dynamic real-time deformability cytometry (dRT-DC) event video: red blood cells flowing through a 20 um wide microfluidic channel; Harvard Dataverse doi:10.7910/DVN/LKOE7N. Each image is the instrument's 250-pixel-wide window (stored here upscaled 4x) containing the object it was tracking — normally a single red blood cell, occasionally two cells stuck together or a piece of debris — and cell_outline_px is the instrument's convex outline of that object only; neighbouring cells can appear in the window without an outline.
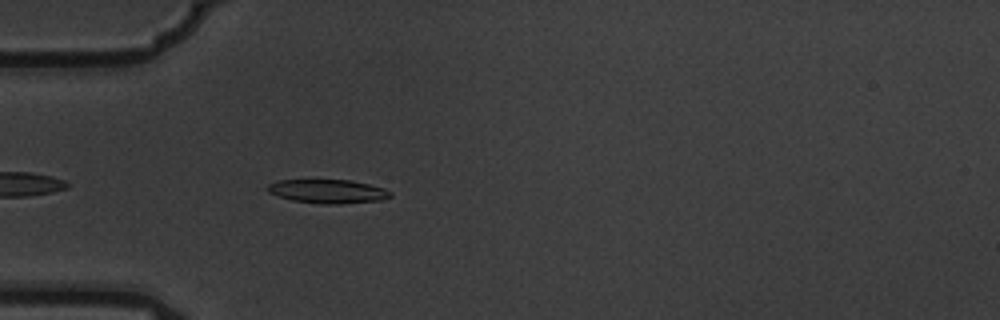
{"species": "common noctule bat (a hibernating species)", "species_latin": "Nyctalus noctula", "temperature_condition": "warm", "stored_images_in_passage": 1, "camera_frame_rate_fps": 3000, "um_per_image_px": 0.085, "animal": {"sex": "male", "body_mass_g": 19.5, "forearm_length_mm": 54.6}, "frame": {"image": 1, "passage_image": 1, "time_ms": 0.0, "image_size_px": [1000, 320], "cell_outline_px": [[392, 196], [380, 200], [336, 204], [320, 204], [292, 200], [276, 196], [268, 192], [264, 188], [268, 184], [276, 180], [348, 180], [368, 184], [384, 188], [392, 192]], "centroid_in_image_um": [27.8, 16.26], "position_along_channel_um": 57.2, "area_um2": 17.11}}